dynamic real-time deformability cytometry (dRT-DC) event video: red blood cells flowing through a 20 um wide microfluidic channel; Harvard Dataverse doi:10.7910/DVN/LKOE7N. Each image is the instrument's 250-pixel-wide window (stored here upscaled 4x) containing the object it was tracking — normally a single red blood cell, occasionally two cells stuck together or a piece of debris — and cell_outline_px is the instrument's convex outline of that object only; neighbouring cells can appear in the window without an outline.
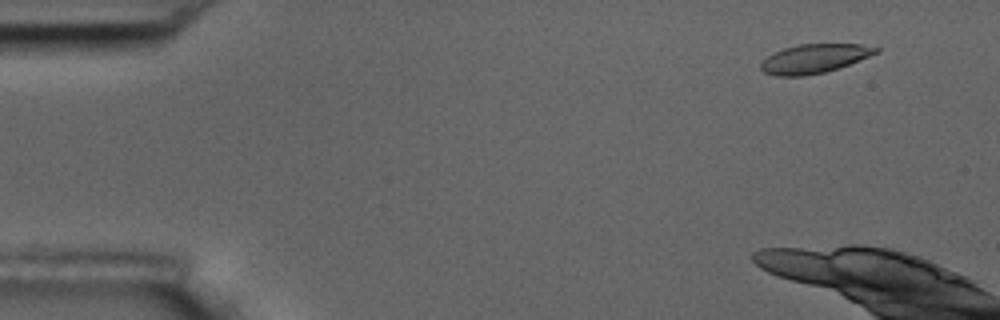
{"species": "common noctule bat (a hibernating species)", "species_latin": "Nyctalus noctula", "temperature_condition": "room temperature", "stored_images_in_passage": 6, "camera_frame_rate_fps": 3000, "um_per_image_px": 0.085, "animal": {"sex": "male", "body_mass_g": 17.5, "forearm_length_mm": 52.3}, "frame": {"image": 1, "passage_image": 2, "time_ms": 1.0, "image_size_px": [1000, 320], "cell_outline_px": [[880, 52], [848, 64], [824, 72], [804, 76], [776, 76], [764, 72], [760, 68], [760, 64], [772, 52], [796, 44], [860, 44], [880, 48]], "centroid_in_image_um": [69.19, 4.97], "position_along_channel_um": 15.8, "area_um2": 19.36}}